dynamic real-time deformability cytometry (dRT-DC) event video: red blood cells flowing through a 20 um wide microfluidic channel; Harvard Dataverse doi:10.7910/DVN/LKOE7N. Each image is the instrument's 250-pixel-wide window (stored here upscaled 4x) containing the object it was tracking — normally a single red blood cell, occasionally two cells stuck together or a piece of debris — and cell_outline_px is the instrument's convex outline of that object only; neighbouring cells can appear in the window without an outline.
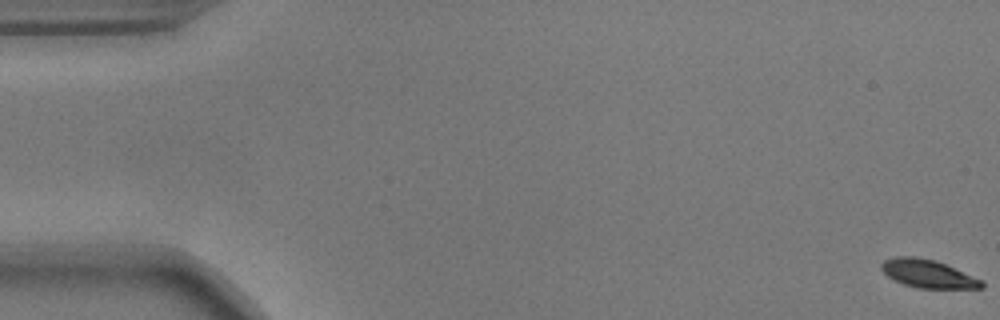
{"species": "common noctule bat (a hibernating species)", "species_latin": "Nyctalus noctula", "temperature_condition": "warm", "stored_images_in_passage": 57, "camera_frame_rate_fps": 3000, "um_per_image_px": 0.085, "animal": {"sex": "male", "body_mass_g": 17.9}, "frame": {"image": 1, "passage_image": 1, "time_ms": 0.0, "image_size_px": [1000, 320], "cell_outline_px": [[984, 288], [916, 288], [904, 284], [888, 276], [880, 268], [880, 264], [884, 260], [896, 256], [912, 256], [932, 260], [944, 264], [984, 280]], "centroid_in_image_um": [78.88, 23.27], "position_along_channel_um": 6.1, "area_um2": 16.24}}
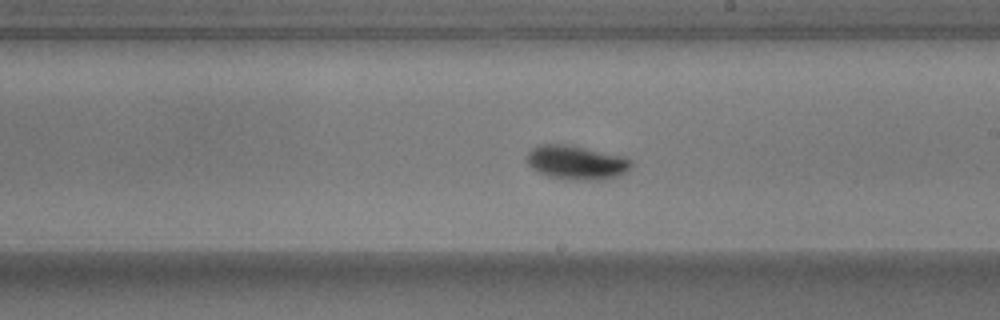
{"frame": {"image": 2, "passage_image": 33, "time_ms": 10.667, "image_size_px": [1000, 320], "cell_outline_px": [[632, 164], [620, 176], [600, 180], [588, 180], [548, 176], [532, 168], [528, 164], [528, 152], [532, 148], [540, 144], [564, 144], [624, 156], [632, 160]], "centroid_in_image_um": [49.01, 13.8], "position_along_channel_um": 240.0, "area_um2": 20.29}}
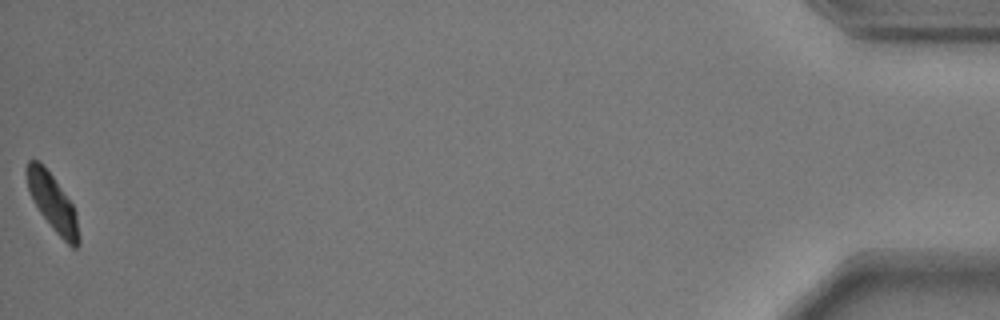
{"frame": {"image": 3, "passage_image": 57, "time_ms": 18.667, "image_size_px": [1000, 320], "cell_outline_px": [[80, 244], [76, 248], [72, 248], [56, 232], [40, 212], [28, 188], [24, 172], [24, 168], [28, 160], [40, 160], [52, 176], [72, 204], [76, 212], [80, 236]], "centroid_in_image_um": [4.47, 17.2], "position_along_channel_um": 430.7, "area_um2": 17.11}, "authors_computed_cell_mechanics": {"area_um2": 17.8024, "velocity_mm_per_s": 3.6089, "shape_relaxation_time_tau1_ms": 3.1397, "shape_relaxation_time_tau2_ms": 0.8035, "deformation_change_tau1": 0.1696, "deformation_change_tau2": 0.0328}}